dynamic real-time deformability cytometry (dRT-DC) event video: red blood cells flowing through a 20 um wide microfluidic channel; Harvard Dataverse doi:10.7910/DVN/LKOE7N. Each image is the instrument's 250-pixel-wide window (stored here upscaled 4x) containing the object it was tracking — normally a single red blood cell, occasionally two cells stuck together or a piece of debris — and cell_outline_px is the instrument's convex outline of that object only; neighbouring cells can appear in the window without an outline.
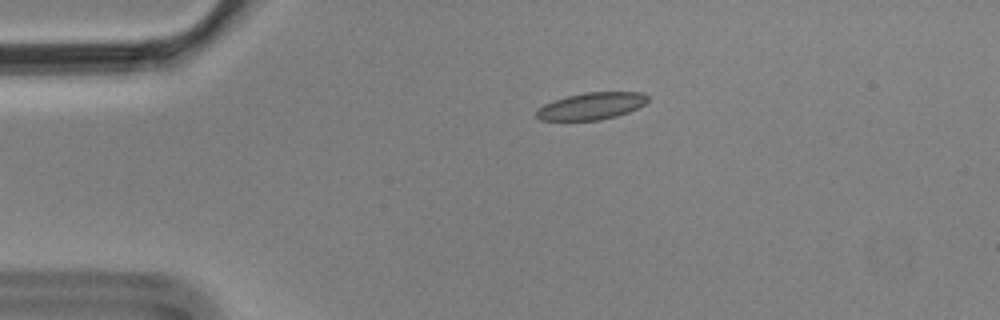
{"species": "Egyptian fruit bat (a non-hibernating species)", "species_latin": "Rousettus aegyptiacus", "temperature_condition": "cold", "stored_images_in_passage": 9, "camera_frame_rate_fps": 3000, "um_per_image_px": 0.085, "animal": {"sex": "male"}, "frame": {"image": 1, "passage_image": 3, "time_ms": 0.667, "image_size_px": [1000, 320], "cell_outline_px": [[648, 100], [644, 104], [628, 112], [616, 116], [600, 120], [540, 120], [536, 116], [536, 112], [544, 104], [568, 96], [584, 92], [644, 92], [648, 96]], "centroid_in_image_um": [50.29, 9.01], "position_along_channel_um": 34.7, "area_um2": 17.34}}
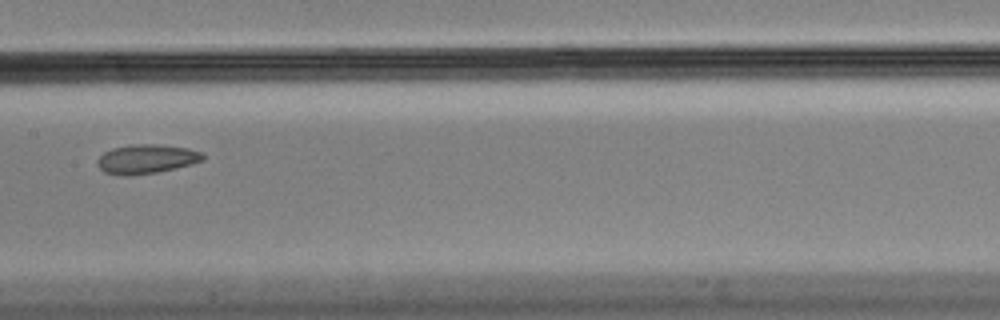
{"frame": {"image": 2, "passage_image": 8, "time_ms": 2.333, "image_size_px": [1000, 320], "cell_outline_px": [[204, 160], [192, 164], [176, 168], [156, 172], [104, 172], [96, 164], [96, 160], [104, 152], [112, 148], [132, 144], [156, 144], [188, 148], [200, 152], [204, 156]], "centroid_in_image_um": [12.49, 13.46], "position_along_channel_um": 194.9, "area_um2": 17.17}}
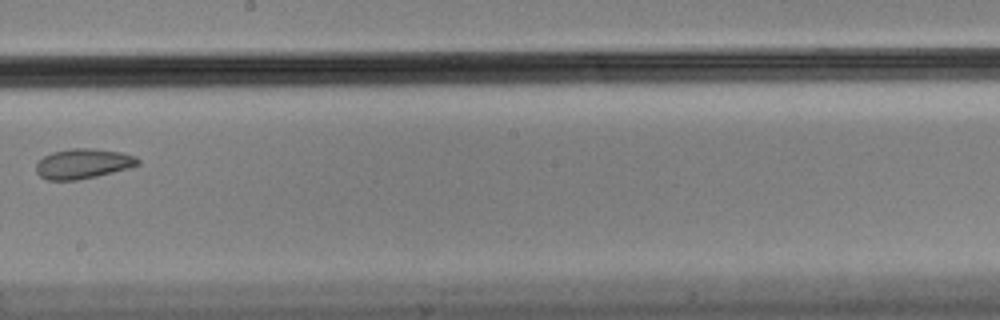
{"frame": {"image": 3, "passage_image": 9, "time_ms": 2.667, "image_size_px": [1000, 320], "cell_outline_px": [[140, 164], [128, 168], [96, 176], [76, 180], [48, 180], [40, 176], [36, 172], [36, 164], [44, 156], [52, 152], [72, 148], [92, 148], [120, 152], [136, 156], [140, 160]], "centroid_in_image_um": [7.06, 13.91], "position_along_channel_um": 241.1, "area_um2": 17.69}}